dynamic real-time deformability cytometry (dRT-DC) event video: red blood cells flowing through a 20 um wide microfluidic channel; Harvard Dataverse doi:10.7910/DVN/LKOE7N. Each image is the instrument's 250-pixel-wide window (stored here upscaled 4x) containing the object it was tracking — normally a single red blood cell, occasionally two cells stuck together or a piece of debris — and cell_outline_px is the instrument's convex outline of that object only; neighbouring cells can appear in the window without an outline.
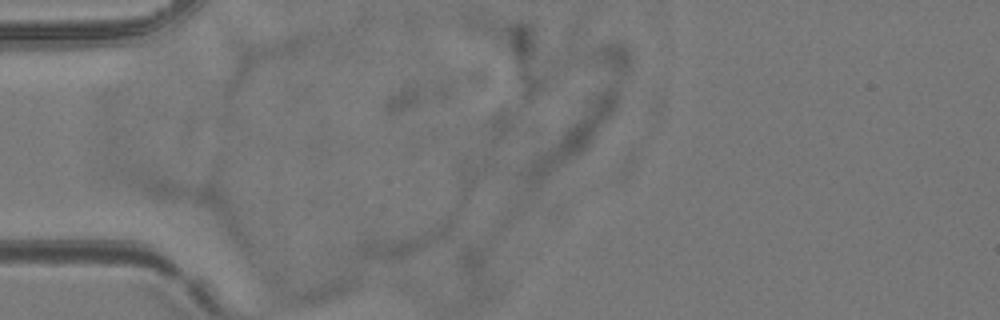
{"species": "common noctule bat (a hibernating species)", "species_latin": "Nyctalus noctula", "temperature_condition": "room temperature", "stored_images_in_passage": 2, "camera_frame_rate_fps": 3000, "um_per_image_px": 0.085, "animal": {"sex": "female", "body_mass_g": 24.6, "forearm_length_mm": 56.2}, "frame": {"image": 1, "passage_image": 1, "time_ms": 0.0, "image_size_px": [1000, 320], "cell_outline_px": [[352, 284], [348, 288], [340, 292], [320, 300], [300, 304], [272, 304], [260, 276], [276, 272], [352, 276]], "centroid_in_image_um": [25.75, 24.39], "position_along_channel_um": 59.2, "area_um2": 15.95}}